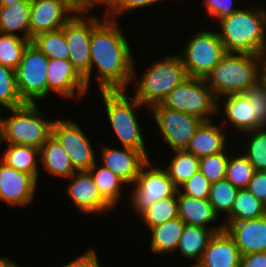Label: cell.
Listing matches in <instances>:
<instances>
[{"label": "cell", "instance_id": "2e32d148", "mask_svg": "<svg viewBox=\"0 0 266 267\" xmlns=\"http://www.w3.org/2000/svg\"><path fill=\"white\" fill-rule=\"evenodd\" d=\"M47 81L48 95L54 92V94L56 93L61 97L74 99V97L82 98L88 94L85 79L68 59L49 58Z\"/></svg>", "mask_w": 266, "mask_h": 267}, {"label": "cell", "instance_id": "9c48e42d", "mask_svg": "<svg viewBox=\"0 0 266 267\" xmlns=\"http://www.w3.org/2000/svg\"><path fill=\"white\" fill-rule=\"evenodd\" d=\"M92 10L81 8L62 27L69 51V61L90 87V42L92 30L103 20L88 15ZM88 13L87 15H85ZM90 16V17H87Z\"/></svg>", "mask_w": 266, "mask_h": 267}, {"label": "cell", "instance_id": "ba28073f", "mask_svg": "<svg viewBox=\"0 0 266 267\" xmlns=\"http://www.w3.org/2000/svg\"><path fill=\"white\" fill-rule=\"evenodd\" d=\"M179 54L187 76L203 78L214 69L227 51L220 40L218 31H197Z\"/></svg>", "mask_w": 266, "mask_h": 267}, {"label": "cell", "instance_id": "44dd1931", "mask_svg": "<svg viewBox=\"0 0 266 267\" xmlns=\"http://www.w3.org/2000/svg\"><path fill=\"white\" fill-rule=\"evenodd\" d=\"M177 200L178 217L181 218L186 225H195L212 229L215 233L224 229L223 223H220L219 226H210V224H214V222L219 220V216L215 213L209 199H196L182 194L178 190Z\"/></svg>", "mask_w": 266, "mask_h": 267}, {"label": "cell", "instance_id": "7402d4cb", "mask_svg": "<svg viewBox=\"0 0 266 267\" xmlns=\"http://www.w3.org/2000/svg\"><path fill=\"white\" fill-rule=\"evenodd\" d=\"M224 99L222 102L221 100ZM220 103L218 101V112L220 114V107L223 109L229 125L240 133H247L253 130L264 128L255 118L253 109L247 97L244 94H232L221 97ZM223 105H220V104ZM223 106V107H222ZM234 127V128H233Z\"/></svg>", "mask_w": 266, "mask_h": 267}, {"label": "cell", "instance_id": "c3c4849f", "mask_svg": "<svg viewBox=\"0 0 266 267\" xmlns=\"http://www.w3.org/2000/svg\"><path fill=\"white\" fill-rule=\"evenodd\" d=\"M0 267H20V266L14 263L13 260H10L5 256V257H0Z\"/></svg>", "mask_w": 266, "mask_h": 267}, {"label": "cell", "instance_id": "e575fe53", "mask_svg": "<svg viewBox=\"0 0 266 267\" xmlns=\"http://www.w3.org/2000/svg\"><path fill=\"white\" fill-rule=\"evenodd\" d=\"M30 40L0 33V64L16 69Z\"/></svg>", "mask_w": 266, "mask_h": 267}, {"label": "cell", "instance_id": "8992f818", "mask_svg": "<svg viewBox=\"0 0 266 267\" xmlns=\"http://www.w3.org/2000/svg\"><path fill=\"white\" fill-rule=\"evenodd\" d=\"M38 104L26 103L8 109L11 116L3 118V142L40 149L52 136L53 121L42 117Z\"/></svg>", "mask_w": 266, "mask_h": 267}, {"label": "cell", "instance_id": "d6986e66", "mask_svg": "<svg viewBox=\"0 0 266 267\" xmlns=\"http://www.w3.org/2000/svg\"><path fill=\"white\" fill-rule=\"evenodd\" d=\"M241 256L266 252V215L242 222H223Z\"/></svg>", "mask_w": 266, "mask_h": 267}, {"label": "cell", "instance_id": "cb8c5ba5", "mask_svg": "<svg viewBox=\"0 0 266 267\" xmlns=\"http://www.w3.org/2000/svg\"><path fill=\"white\" fill-rule=\"evenodd\" d=\"M40 161L45 171L54 177L69 179L77 171L66 150L53 136L40 148Z\"/></svg>", "mask_w": 266, "mask_h": 267}, {"label": "cell", "instance_id": "e0dca14e", "mask_svg": "<svg viewBox=\"0 0 266 267\" xmlns=\"http://www.w3.org/2000/svg\"><path fill=\"white\" fill-rule=\"evenodd\" d=\"M37 180L28 173L8 167L0 160V201L10 206L28 205L33 201Z\"/></svg>", "mask_w": 266, "mask_h": 267}, {"label": "cell", "instance_id": "7dc6e473", "mask_svg": "<svg viewBox=\"0 0 266 267\" xmlns=\"http://www.w3.org/2000/svg\"><path fill=\"white\" fill-rule=\"evenodd\" d=\"M80 8L92 10L93 0H73Z\"/></svg>", "mask_w": 266, "mask_h": 267}, {"label": "cell", "instance_id": "5bb4252c", "mask_svg": "<svg viewBox=\"0 0 266 267\" xmlns=\"http://www.w3.org/2000/svg\"><path fill=\"white\" fill-rule=\"evenodd\" d=\"M30 41L38 34L56 31L81 8L73 0H31Z\"/></svg>", "mask_w": 266, "mask_h": 267}, {"label": "cell", "instance_id": "b9f144b4", "mask_svg": "<svg viewBox=\"0 0 266 267\" xmlns=\"http://www.w3.org/2000/svg\"><path fill=\"white\" fill-rule=\"evenodd\" d=\"M162 0H112L105 8L104 16L106 18L117 20L126 11L139 10L148 6L155 5Z\"/></svg>", "mask_w": 266, "mask_h": 267}, {"label": "cell", "instance_id": "f35d334b", "mask_svg": "<svg viewBox=\"0 0 266 267\" xmlns=\"http://www.w3.org/2000/svg\"><path fill=\"white\" fill-rule=\"evenodd\" d=\"M217 153L199 159V171L211 182L225 179L227 163L229 160L228 152Z\"/></svg>", "mask_w": 266, "mask_h": 267}, {"label": "cell", "instance_id": "6da1fadb", "mask_svg": "<svg viewBox=\"0 0 266 267\" xmlns=\"http://www.w3.org/2000/svg\"><path fill=\"white\" fill-rule=\"evenodd\" d=\"M103 17L91 34L90 81L92 71L96 68V82L100 91L127 90V85L137 79L130 42L117 20Z\"/></svg>", "mask_w": 266, "mask_h": 267}, {"label": "cell", "instance_id": "8d00e7d4", "mask_svg": "<svg viewBox=\"0 0 266 267\" xmlns=\"http://www.w3.org/2000/svg\"><path fill=\"white\" fill-rule=\"evenodd\" d=\"M244 135L247 137L248 144L243 148L244 155L257 171H266V129L265 127L253 130Z\"/></svg>", "mask_w": 266, "mask_h": 267}, {"label": "cell", "instance_id": "836d02e7", "mask_svg": "<svg viewBox=\"0 0 266 267\" xmlns=\"http://www.w3.org/2000/svg\"><path fill=\"white\" fill-rule=\"evenodd\" d=\"M239 189L226 179L211 184L209 202L217 215L227 216L233 208Z\"/></svg>", "mask_w": 266, "mask_h": 267}, {"label": "cell", "instance_id": "f546056e", "mask_svg": "<svg viewBox=\"0 0 266 267\" xmlns=\"http://www.w3.org/2000/svg\"><path fill=\"white\" fill-rule=\"evenodd\" d=\"M97 162L88 171L91 173L101 196L114 208L121 197L122 184L127 185V183L105 166H101V164L99 166Z\"/></svg>", "mask_w": 266, "mask_h": 267}, {"label": "cell", "instance_id": "f6af8a7d", "mask_svg": "<svg viewBox=\"0 0 266 267\" xmlns=\"http://www.w3.org/2000/svg\"><path fill=\"white\" fill-rule=\"evenodd\" d=\"M62 267H101L96 251L91 248Z\"/></svg>", "mask_w": 266, "mask_h": 267}, {"label": "cell", "instance_id": "ab89813d", "mask_svg": "<svg viewBox=\"0 0 266 267\" xmlns=\"http://www.w3.org/2000/svg\"><path fill=\"white\" fill-rule=\"evenodd\" d=\"M243 94L251 104L256 120L266 128V85L260 80Z\"/></svg>", "mask_w": 266, "mask_h": 267}, {"label": "cell", "instance_id": "30bf717a", "mask_svg": "<svg viewBox=\"0 0 266 267\" xmlns=\"http://www.w3.org/2000/svg\"><path fill=\"white\" fill-rule=\"evenodd\" d=\"M49 58L30 42L15 69L17 88L25 103L36 104L48 95L47 65Z\"/></svg>", "mask_w": 266, "mask_h": 267}, {"label": "cell", "instance_id": "7a4b0ae2", "mask_svg": "<svg viewBox=\"0 0 266 267\" xmlns=\"http://www.w3.org/2000/svg\"><path fill=\"white\" fill-rule=\"evenodd\" d=\"M252 7L240 8L219 21L218 34L227 52L266 53V10Z\"/></svg>", "mask_w": 266, "mask_h": 267}, {"label": "cell", "instance_id": "d6a6232c", "mask_svg": "<svg viewBox=\"0 0 266 267\" xmlns=\"http://www.w3.org/2000/svg\"><path fill=\"white\" fill-rule=\"evenodd\" d=\"M32 43L48 58L69 59V51L63 29L38 34L32 39Z\"/></svg>", "mask_w": 266, "mask_h": 267}, {"label": "cell", "instance_id": "4dcf8cb0", "mask_svg": "<svg viewBox=\"0 0 266 267\" xmlns=\"http://www.w3.org/2000/svg\"><path fill=\"white\" fill-rule=\"evenodd\" d=\"M172 153L174 156L165 170L175 186L179 188L199 171V158L185 149L172 150Z\"/></svg>", "mask_w": 266, "mask_h": 267}, {"label": "cell", "instance_id": "681fc988", "mask_svg": "<svg viewBox=\"0 0 266 267\" xmlns=\"http://www.w3.org/2000/svg\"><path fill=\"white\" fill-rule=\"evenodd\" d=\"M261 81L266 85V53L262 55Z\"/></svg>", "mask_w": 266, "mask_h": 267}, {"label": "cell", "instance_id": "d590c367", "mask_svg": "<svg viewBox=\"0 0 266 267\" xmlns=\"http://www.w3.org/2000/svg\"><path fill=\"white\" fill-rule=\"evenodd\" d=\"M24 104L17 88L15 70L0 64V106L8 110Z\"/></svg>", "mask_w": 266, "mask_h": 267}, {"label": "cell", "instance_id": "3957f363", "mask_svg": "<svg viewBox=\"0 0 266 267\" xmlns=\"http://www.w3.org/2000/svg\"><path fill=\"white\" fill-rule=\"evenodd\" d=\"M262 55L227 52L205 78L215 97L243 94L261 80Z\"/></svg>", "mask_w": 266, "mask_h": 267}, {"label": "cell", "instance_id": "f1b7e54d", "mask_svg": "<svg viewBox=\"0 0 266 267\" xmlns=\"http://www.w3.org/2000/svg\"><path fill=\"white\" fill-rule=\"evenodd\" d=\"M266 214V205L257 199L247 188L239 189L232 211L226 222H242L257 219Z\"/></svg>", "mask_w": 266, "mask_h": 267}, {"label": "cell", "instance_id": "5b68a950", "mask_svg": "<svg viewBox=\"0 0 266 267\" xmlns=\"http://www.w3.org/2000/svg\"><path fill=\"white\" fill-rule=\"evenodd\" d=\"M136 81L134 97L150 109L161 104L166 96L176 88L187 73L179 54L155 60Z\"/></svg>", "mask_w": 266, "mask_h": 267}, {"label": "cell", "instance_id": "1f68e13d", "mask_svg": "<svg viewBox=\"0 0 266 267\" xmlns=\"http://www.w3.org/2000/svg\"><path fill=\"white\" fill-rule=\"evenodd\" d=\"M139 217L149 229L161 225L170 219L177 218V194L155 201L151 206L146 208Z\"/></svg>", "mask_w": 266, "mask_h": 267}, {"label": "cell", "instance_id": "f907efd6", "mask_svg": "<svg viewBox=\"0 0 266 267\" xmlns=\"http://www.w3.org/2000/svg\"><path fill=\"white\" fill-rule=\"evenodd\" d=\"M23 1H31V0H0V6H11L12 4Z\"/></svg>", "mask_w": 266, "mask_h": 267}, {"label": "cell", "instance_id": "484cf974", "mask_svg": "<svg viewBox=\"0 0 266 267\" xmlns=\"http://www.w3.org/2000/svg\"><path fill=\"white\" fill-rule=\"evenodd\" d=\"M185 225V222L177 217L150 228L151 241L149 243L152 249L151 251L155 255H163L176 251Z\"/></svg>", "mask_w": 266, "mask_h": 267}, {"label": "cell", "instance_id": "816d5d0a", "mask_svg": "<svg viewBox=\"0 0 266 267\" xmlns=\"http://www.w3.org/2000/svg\"><path fill=\"white\" fill-rule=\"evenodd\" d=\"M112 0H93V7L96 5H105V7L111 2Z\"/></svg>", "mask_w": 266, "mask_h": 267}, {"label": "cell", "instance_id": "bcb514c9", "mask_svg": "<svg viewBox=\"0 0 266 267\" xmlns=\"http://www.w3.org/2000/svg\"><path fill=\"white\" fill-rule=\"evenodd\" d=\"M240 267H266V252L241 256Z\"/></svg>", "mask_w": 266, "mask_h": 267}, {"label": "cell", "instance_id": "f5cc1de1", "mask_svg": "<svg viewBox=\"0 0 266 267\" xmlns=\"http://www.w3.org/2000/svg\"><path fill=\"white\" fill-rule=\"evenodd\" d=\"M1 143H4V142H3V118L0 112V144Z\"/></svg>", "mask_w": 266, "mask_h": 267}, {"label": "cell", "instance_id": "d4e9b609", "mask_svg": "<svg viewBox=\"0 0 266 267\" xmlns=\"http://www.w3.org/2000/svg\"><path fill=\"white\" fill-rule=\"evenodd\" d=\"M30 1L0 6V33L30 40ZM23 32V35L17 33Z\"/></svg>", "mask_w": 266, "mask_h": 267}, {"label": "cell", "instance_id": "7bdbcfd3", "mask_svg": "<svg viewBox=\"0 0 266 267\" xmlns=\"http://www.w3.org/2000/svg\"><path fill=\"white\" fill-rule=\"evenodd\" d=\"M234 0H204V6L209 16L220 20L229 17L235 11H238L240 8H234Z\"/></svg>", "mask_w": 266, "mask_h": 267}, {"label": "cell", "instance_id": "277c9868", "mask_svg": "<svg viewBox=\"0 0 266 267\" xmlns=\"http://www.w3.org/2000/svg\"><path fill=\"white\" fill-rule=\"evenodd\" d=\"M107 118L122 147L141 151L148 159L143 133L136 118L135 109L142 104L126 90L101 91Z\"/></svg>", "mask_w": 266, "mask_h": 267}, {"label": "cell", "instance_id": "4316f807", "mask_svg": "<svg viewBox=\"0 0 266 267\" xmlns=\"http://www.w3.org/2000/svg\"><path fill=\"white\" fill-rule=\"evenodd\" d=\"M214 234L215 232L212 229L195 225H185L176 251H179L186 259H194L196 265Z\"/></svg>", "mask_w": 266, "mask_h": 267}, {"label": "cell", "instance_id": "52a82bcc", "mask_svg": "<svg viewBox=\"0 0 266 267\" xmlns=\"http://www.w3.org/2000/svg\"><path fill=\"white\" fill-rule=\"evenodd\" d=\"M162 106L210 121L218 114V99L203 78L187 77L162 101Z\"/></svg>", "mask_w": 266, "mask_h": 267}, {"label": "cell", "instance_id": "60d3db41", "mask_svg": "<svg viewBox=\"0 0 266 267\" xmlns=\"http://www.w3.org/2000/svg\"><path fill=\"white\" fill-rule=\"evenodd\" d=\"M211 182L197 171L190 179L184 182L178 190L187 196L196 199H209Z\"/></svg>", "mask_w": 266, "mask_h": 267}, {"label": "cell", "instance_id": "8fae6325", "mask_svg": "<svg viewBox=\"0 0 266 267\" xmlns=\"http://www.w3.org/2000/svg\"><path fill=\"white\" fill-rule=\"evenodd\" d=\"M149 159L140 169L131 193L132 208L139 216L155 201L177 194L178 188L170 179L167 171L156 167Z\"/></svg>", "mask_w": 266, "mask_h": 267}, {"label": "cell", "instance_id": "83f0119b", "mask_svg": "<svg viewBox=\"0 0 266 267\" xmlns=\"http://www.w3.org/2000/svg\"><path fill=\"white\" fill-rule=\"evenodd\" d=\"M36 157H40V149L26 145L8 144L0 160L8 167L31 174L38 180L39 169Z\"/></svg>", "mask_w": 266, "mask_h": 267}, {"label": "cell", "instance_id": "603a6c76", "mask_svg": "<svg viewBox=\"0 0 266 267\" xmlns=\"http://www.w3.org/2000/svg\"><path fill=\"white\" fill-rule=\"evenodd\" d=\"M226 136L222 127L216 126L213 120L203 121L185 150L199 159L224 152L228 145Z\"/></svg>", "mask_w": 266, "mask_h": 267}, {"label": "cell", "instance_id": "7c38bea8", "mask_svg": "<svg viewBox=\"0 0 266 267\" xmlns=\"http://www.w3.org/2000/svg\"><path fill=\"white\" fill-rule=\"evenodd\" d=\"M164 141L172 150H183L203 122L196 116L156 104L150 108Z\"/></svg>", "mask_w": 266, "mask_h": 267}, {"label": "cell", "instance_id": "ac0fdd59", "mask_svg": "<svg viewBox=\"0 0 266 267\" xmlns=\"http://www.w3.org/2000/svg\"><path fill=\"white\" fill-rule=\"evenodd\" d=\"M100 163L114 174L122 178L127 185L136 181L141 167L149 160L141 151L132 148L101 147Z\"/></svg>", "mask_w": 266, "mask_h": 267}, {"label": "cell", "instance_id": "ffe728a7", "mask_svg": "<svg viewBox=\"0 0 266 267\" xmlns=\"http://www.w3.org/2000/svg\"><path fill=\"white\" fill-rule=\"evenodd\" d=\"M241 254L233 238L223 229L216 232L204 250L197 267H240Z\"/></svg>", "mask_w": 266, "mask_h": 267}, {"label": "cell", "instance_id": "9a60e30c", "mask_svg": "<svg viewBox=\"0 0 266 267\" xmlns=\"http://www.w3.org/2000/svg\"><path fill=\"white\" fill-rule=\"evenodd\" d=\"M68 180L66 193L83 214H106L113 209L99 193L89 171H76Z\"/></svg>", "mask_w": 266, "mask_h": 267}, {"label": "cell", "instance_id": "ee69618b", "mask_svg": "<svg viewBox=\"0 0 266 267\" xmlns=\"http://www.w3.org/2000/svg\"><path fill=\"white\" fill-rule=\"evenodd\" d=\"M247 189L266 205V171L255 170Z\"/></svg>", "mask_w": 266, "mask_h": 267}, {"label": "cell", "instance_id": "74e56055", "mask_svg": "<svg viewBox=\"0 0 266 267\" xmlns=\"http://www.w3.org/2000/svg\"><path fill=\"white\" fill-rule=\"evenodd\" d=\"M254 172V167L243 153L235 157L229 155L225 179L236 188H247Z\"/></svg>", "mask_w": 266, "mask_h": 267}, {"label": "cell", "instance_id": "4fadbf2b", "mask_svg": "<svg viewBox=\"0 0 266 267\" xmlns=\"http://www.w3.org/2000/svg\"><path fill=\"white\" fill-rule=\"evenodd\" d=\"M52 136L66 150L77 171H88L96 163L92 143L83 129L74 121L54 120Z\"/></svg>", "mask_w": 266, "mask_h": 267}]
</instances>
